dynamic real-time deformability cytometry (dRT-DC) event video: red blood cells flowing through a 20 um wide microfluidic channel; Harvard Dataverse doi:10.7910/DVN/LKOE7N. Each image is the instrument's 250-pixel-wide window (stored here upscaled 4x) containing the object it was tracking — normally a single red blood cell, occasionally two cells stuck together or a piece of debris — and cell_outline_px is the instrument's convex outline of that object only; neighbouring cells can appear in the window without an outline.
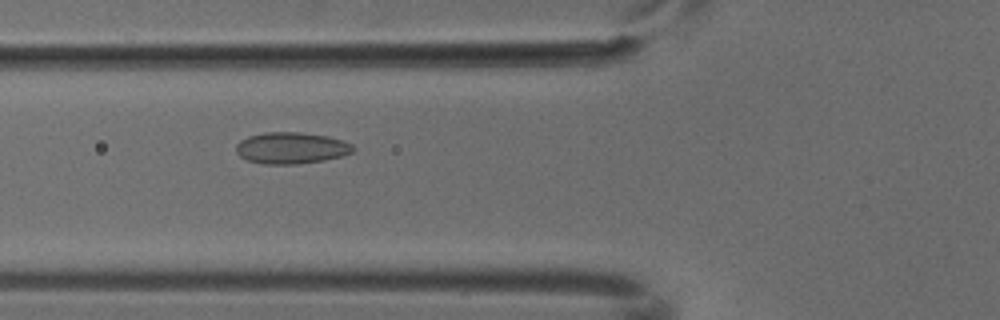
{"species": "common noctule bat (a hibernating species)", "species_latin": "Nyctalus noctula", "temperature_condition": "cold", "stored_images_in_passage": 6, "camera_frame_rate_fps": 3000, "um_per_image_px": 0.085, "animal": {"sex": "male", "body_mass_g": 18.8}, "frame": {"image": 1, "passage_image": 5, "time_ms": 1.333, "image_size_px": [1000, 320], "cell_outline_px": [[356, 148], [352, 152], [340, 156], [324, 160], [296, 164], [264, 164], [248, 160], [240, 156], [236, 152], [236, 144], [240, 140], [248, 136], [264, 132], [300, 132], [328, 136], [344, 140], [352, 144]], "centroid_in_image_um": [24.76, 12.57], "position_along_channel_um": 101.0, "area_um2": 21.56}}
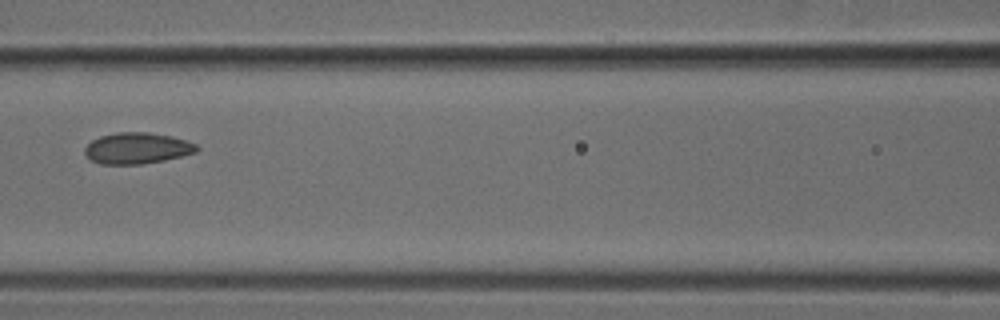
{"frame": {"image": 2, "passage_image": 6, "time_ms": 1.667, "image_size_px": [1000, 320], "cell_outline_px": [[200, 148], [196, 152], [164, 160], [140, 164], [100, 164], [88, 160], [84, 152], [84, 148], [92, 140], [100, 136], [116, 132], [148, 132], [172, 136], [196, 144]], "centroid_in_image_um": [11.61, 12.6], "position_along_channel_um": 155.0, "area_um2": 20.4}}